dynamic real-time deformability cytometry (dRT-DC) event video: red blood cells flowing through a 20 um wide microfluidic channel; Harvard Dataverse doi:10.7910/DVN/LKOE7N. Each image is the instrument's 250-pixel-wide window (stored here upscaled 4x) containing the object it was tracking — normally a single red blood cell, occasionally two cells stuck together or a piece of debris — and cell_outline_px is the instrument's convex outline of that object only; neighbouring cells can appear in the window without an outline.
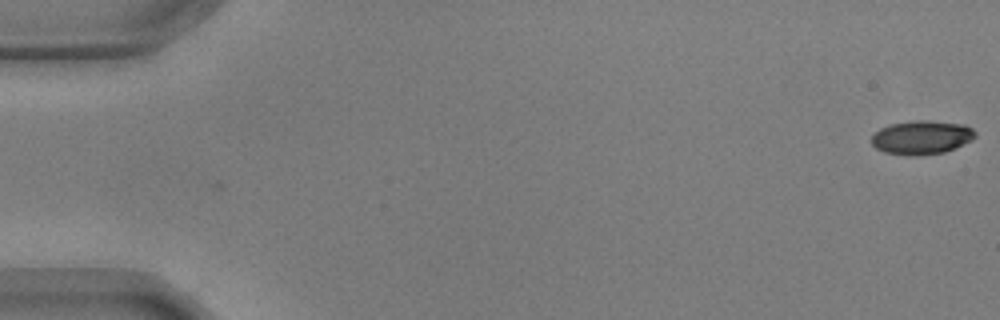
{"species": "common noctule bat (a hibernating species)", "species_latin": "Nyctalus noctula", "temperature_condition": "warm", "stored_images_in_passage": 13, "camera_frame_rate_fps": 3000, "um_per_image_px": 0.085, "animal": {"sex": "male", "body_mass_g": 17.9, "forearm_length_mm": 54.2}, "frame": {"image": 1, "passage_image": 1, "time_ms": 0.0, "image_size_px": [1000, 320], "cell_outline_px": [[976, 136], [972, 140], [956, 148], [944, 152], [916, 156], [908, 156], [884, 152], [876, 148], [872, 144], [872, 136], [880, 128], [892, 124], [912, 120], [928, 120], [964, 124], [972, 128], [976, 132]], "centroid_in_image_um": [78.36, 11.68], "position_along_channel_um": 6.6, "area_um2": 20.58}}